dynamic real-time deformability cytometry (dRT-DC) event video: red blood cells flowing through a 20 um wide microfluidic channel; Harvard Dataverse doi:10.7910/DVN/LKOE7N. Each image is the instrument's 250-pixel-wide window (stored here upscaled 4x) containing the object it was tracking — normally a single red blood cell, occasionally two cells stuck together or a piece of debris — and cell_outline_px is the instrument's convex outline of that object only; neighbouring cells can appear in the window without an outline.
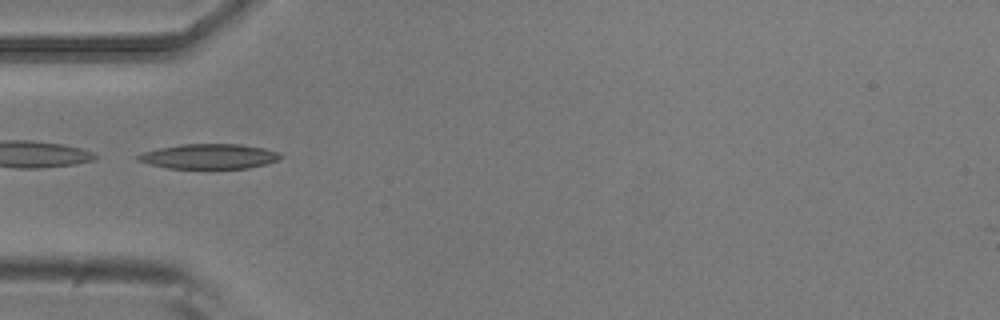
{"species": "common noctule bat (a hibernating species)", "species_latin": "Nyctalus noctula", "temperature_condition": "room temperature", "stored_images_in_passage": 5, "camera_frame_rate_fps": 3000, "um_per_image_px": 0.085, "animal": {"sex": "male", "body_mass_g": 20.5, "forearm_length_mm": 52.5}, "frame": {"image": 1, "passage_image": 2, "time_ms": 0.333, "image_size_px": [1000, 320], "cell_outline_px": [[284, 156], [280, 160], [268, 164], [248, 168], [168, 168], [148, 164], [136, 160], [136, 156], [144, 152], [160, 148], [180, 144], [240, 144], [264, 148], [280, 152]], "centroid_in_image_um": [17.83, 13.29], "position_along_channel_um": 67.2, "area_um2": 20.87}}
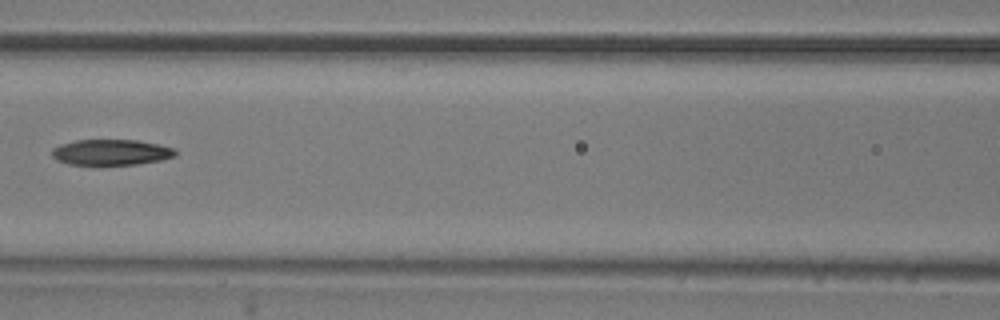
{"frame": {"image": 2, "passage_image": 4, "time_ms": 1.0, "image_size_px": [1000, 320], "cell_outline_px": [[176, 156], [160, 160], [136, 164], [68, 164], [56, 160], [52, 156], [52, 148], [60, 144], [76, 140], [136, 140], [160, 144], [176, 148]], "centroid_in_image_um": [9.45, 12.93], "position_along_channel_um": 157.1, "area_um2": 18.5}}
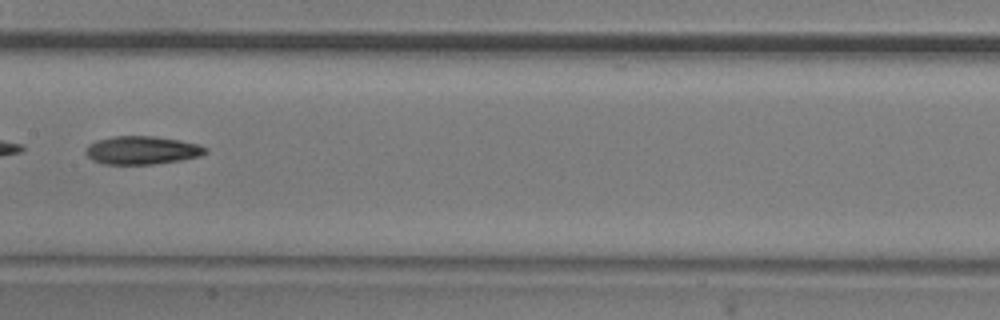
{"frame": {"image": 3, "passage_image": 5, "time_ms": 1.333, "image_size_px": [1000, 320], "cell_outline_px": [[208, 152], [200, 156], [180, 160], [152, 164], [104, 164], [92, 160], [84, 152], [88, 144], [96, 140], [116, 136], [156, 136], [180, 140], [200, 144], [208, 148]], "centroid_in_image_um": [12.08, 12.76], "position_along_channel_um": 195.3, "area_um2": 19.83}}